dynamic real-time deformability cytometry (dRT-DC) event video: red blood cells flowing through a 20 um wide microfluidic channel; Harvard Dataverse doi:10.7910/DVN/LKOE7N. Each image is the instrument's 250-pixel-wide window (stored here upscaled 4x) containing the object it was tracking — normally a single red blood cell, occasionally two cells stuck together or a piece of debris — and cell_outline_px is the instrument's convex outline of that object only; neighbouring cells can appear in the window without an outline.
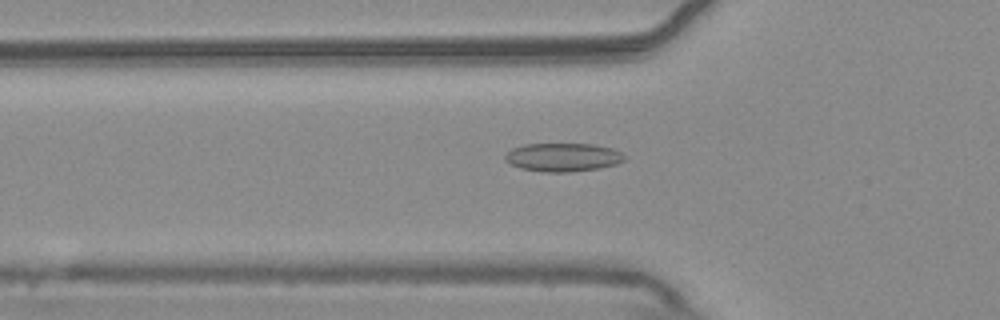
{"species": "common noctule bat (a hibernating species)", "species_latin": "Nyctalus noctula", "temperature_condition": "warm", "stored_images_in_passage": 51, "camera_frame_rate_fps": 3000, "um_per_image_px": 0.085, "animal": {"sex": "male", "body_mass_g": 20.4}, "frame": {"image": 1, "passage_image": 15, "time_ms": 4.667, "image_size_px": [1000, 320], "cell_outline_px": [[624, 160], [616, 164], [600, 168], [572, 172], [544, 172], [520, 168], [504, 160], [504, 156], [512, 148], [524, 144], [592, 144], [612, 148], [620, 152], [624, 156]], "centroid_in_image_um": [47.83, 13.37], "position_along_channel_um": 78.0, "area_um2": 19.77}}
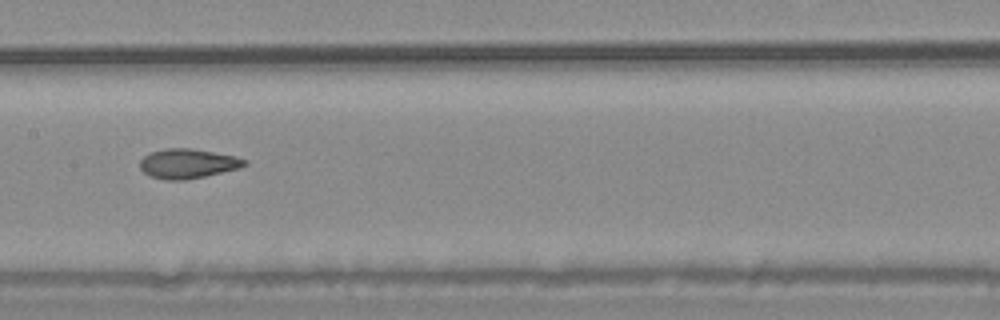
{"frame": {"image": 2, "passage_image": 24, "time_ms": 7.667, "image_size_px": [1000, 320], "cell_outline_px": [[248, 164], [240, 168], [204, 176], [184, 180], [164, 180], [152, 176], [144, 172], [140, 168], [140, 160], [144, 156], [152, 152], [164, 148], [192, 148], [236, 156], [248, 160]], "centroid_in_image_um": [15.98, 13.9], "position_along_channel_um": 191.4, "area_um2": 18.03}}
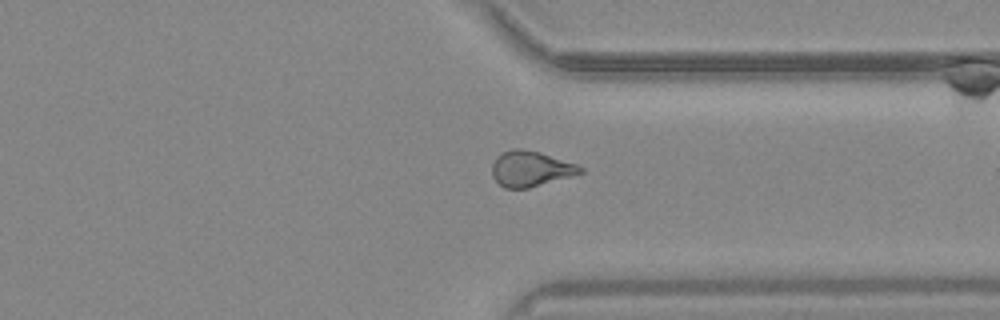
{"frame": {"image": 3, "passage_image": 38, "time_ms": 12.333, "image_size_px": [1000, 320], "cell_outline_px": [[584, 172], [528, 188], [504, 188], [492, 176], [492, 164], [496, 156], [512, 148], [520, 148], [540, 152], [576, 164], [584, 168]], "centroid_in_image_um": [45.08, 14.33], "position_along_channel_um": 366.3, "area_um2": 18.09}, "authors_computed_cell_mechanics": {"area_um2": 18.8428, "velocity_mm_per_s": 3.7467, "shape_relaxation_time_tau1_ms": null, "shape_relaxation_time_tau2_ms": 3.1164, "deformation_change_tau1": null, "deformation_change_tau2": 0.0897}}